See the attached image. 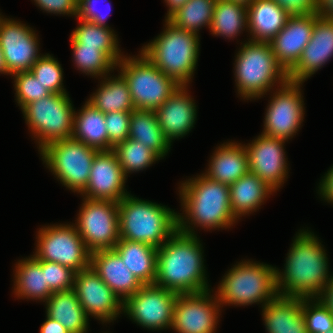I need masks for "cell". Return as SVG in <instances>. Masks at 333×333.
<instances>
[{
	"label": "cell",
	"instance_id": "cell-7",
	"mask_svg": "<svg viewBox=\"0 0 333 333\" xmlns=\"http://www.w3.org/2000/svg\"><path fill=\"white\" fill-rule=\"evenodd\" d=\"M215 296L220 306L252 305L262 303V306L273 301L277 296L276 267L250 260L234 265L223 276Z\"/></svg>",
	"mask_w": 333,
	"mask_h": 333
},
{
	"label": "cell",
	"instance_id": "cell-18",
	"mask_svg": "<svg viewBox=\"0 0 333 333\" xmlns=\"http://www.w3.org/2000/svg\"><path fill=\"white\" fill-rule=\"evenodd\" d=\"M285 141L261 133L255 140L245 145L249 172L257 175L275 192L288 177Z\"/></svg>",
	"mask_w": 333,
	"mask_h": 333
},
{
	"label": "cell",
	"instance_id": "cell-33",
	"mask_svg": "<svg viewBox=\"0 0 333 333\" xmlns=\"http://www.w3.org/2000/svg\"><path fill=\"white\" fill-rule=\"evenodd\" d=\"M103 77L100 87L87 100L91 105L106 114L109 112H132L135 107L132 103L128 84L124 77ZM109 78V79H108Z\"/></svg>",
	"mask_w": 333,
	"mask_h": 333
},
{
	"label": "cell",
	"instance_id": "cell-4",
	"mask_svg": "<svg viewBox=\"0 0 333 333\" xmlns=\"http://www.w3.org/2000/svg\"><path fill=\"white\" fill-rule=\"evenodd\" d=\"M118 215L120 239L159 248L177 231V212L130 194L118 202Z\"/></svg>",
	"mask_w": 333,
	"mask_h": 333
},
{
	"label": "cell",
	"instance_id": "cell-44",
	"mask_svg": "<svg viewBox=\"0 0 333 333\" xmlns=\"http://www.w3.org/2000/svg\"><path fill=\"white\" fill-rule=\"evenodd\" d=\"M100 0H78L77 1V19H81L84 21H89L94 24L100 25L102 27L111 28L106 24V19L109 16V13L106 14L101 13L98 11L96 4L99 3ZM102 2L107 3L105 0ZM111 6V3L109 4ZM108 10L111 11L109 6Z\"/></svg>",
	"mask_w": 333,
	"mask_h": 333
},
{
	"label": "cell",
	"instance_id": "cell-34",
	"mask_svg": "<svg viewBox=\"0 0 333 333\" xmlns=\"http://www.w3.org/2000/svg\"><path fill=\"white\" fill-rule=\"evenodd\" d=\"M79 26L70 36L72 47H90L103 51L115 64L122 58L114 30L78 19Z\"/></svg>",
	"mask_w": 333,
	"mask_h": 333
},
{
	"label": "cell",
	"instance_id": "cell-26",
	"mask_svg": "<svg viewBox=\"0 0 333 333\" xmlns=\"http://www.w3.org/2000/svg\"><path fill=\"white\" fill-rule=\"evenodd\" d=\"M251 41L269 43L290 17L274 0H254L248 7Z\"/></svg>",
	"mask_w": 333,
	"mask_h": 333
},
{
	"label": "cell",
	"instance_id": "cell-30",
	"mask_svg": "<svg viewBox=\"0 0 333 333\" xmlns=\"http://www.w3.org/2000/svg\"><path fill=\"white\" fill-rule=\"evenodd\" d=\"M74 113L72 138L97 150H109V140L105 114L85 102L78 114Z\"/></svg>",
	"mask_w": 333,
	"mask_h": 333
},
{
	"label": "cell",
	"instance_id": "cell-3",
	"mask_svg": "<svg viewBox=\"0 0 333 333\" xmlns=\"http://www.w3.org/2000/svg\"><path fill=\"white\" fill-rule=\"evenodd\" d=\"M179 189L185 212L183 216L177 213V230L180 232L197 235L190 224L211 230L230 228L236 223L237 218L231 211L228 185L201 174L183 182Z\"/></svg>",
	"mask_w": 333,
	"mask_h": 333
},
{
	"label": "cell",
	"instance_id": "cell-24",
	"mask_svg": "<svg viewBox=\"0 0 333 333\" xmlns=\"http://www.w3.org/2000/svg\"><path fill=\"white\" fill-rule=\"evenodd\" d=\"M262 308L268 333H308L302 314V297L278 295Z\"/></svg>",
	"mask_w": 333,
	"mask_h": 333
},
{
	"label": "cell",
	"instance_id": "cell-20",
	"mask_svg": "<svg viewBox=\"0 0 333 333\" xmlns=\"http://www.w3.org/2000/svg\"><path fill=\"white\" fill-rule=\"evenodd\" d=\"M333 57V19L315 14L312 37L299 61L288 71L289 81L303 83Z\"/></svg>",
	"mask_w": 333,
	"mask_h": 333
},
{
	"label": "cell",
	"instance_id": "cell-47",
	"mask_svg": "<svg viewBox=\"0 0 333 333\" xmlns=\"http://www.w3.org/2000/svg\"><path fill=\"white\" fill-rule=\"evenodd\" d=\"M318 193L328 203L333 204V166L327 171L319 183Z\"/></svg>",
	"mask_w": 333,
	"mask_h": 333
},
{
	"label": "cell",
	"instance_id": "cell-9",
	"mask_svg": "<svg viewBox=\"0 0 333 333\" xmlns=\"http://www.w3.org/2000/svg\"><path fill=\"white\" fill-rule=\"evenodd\" d=\"M26 124L37 138L39 152L47 145L73 134L74 113L67 93L50 94L22 108Z\"/></svg>",
	"mask_w": 333,
	"mask_h": 333
},
{
	"label": "cell",
	"instance_id": "cell-48",
	"mask_svg": "<svg viewBox=\"0 0 333 333\" xmlns=\"http://www.w3.org/2000/svg\"><path fill=\"white\" fill-rule=\"evenodd\" d=\"M46 321L41 325L40 333H70L58 321L46 315Z\"/></svg>",
	"mask_w": 333,
	"mask_h": 333
},
{
	"label": "cell",
	"instance_id": "cell-42",
	"mask_svg": "<svg viewBox=\"0 0 333 333\" xmlns=\"http://www.w3.org/2000/svg\"><path fill=\"white\" fill-rule=\"evenodd\" d=\"M42 270L45 272L46 285L53 293L69 291L74 288L76 272L71 268L59 263L42 260Z\"/></svg>",
	"mask_w": 333,
	"mask_h": 333
},
{
	"label": "cell",
	"instance_id": "cell-16",
	"mask_svg": "<svg viewBox=\"0 0 333 333\" xmlns=\"http://www.w3.org/2000/svg\"><path fill=\"white\" fill-rule=\"evenodd\" d=\"M38 41L35 31L28 25L4 17L0 20V47L11 75L31 70L42 56Z\"/></svg>",
	"mask_w": 333,
	"mask_h": 333
},
{
	"label": "cell",
	"instance_id": "cell-41",
	"mask_svg": "<svg viewBox=\"0 0 333 333\" xmlns=\"http://www.w3.org/2000/svg\"><path fill=\"white\" fill-rule=\"evenodd\" d=\"M16 101L22 109L25 105L49 96L51 93L35 78L31 71L14 75Z\"/></svg>",
	"mask_w": 333,
	"mask_h": 333
},
{
	"label": "cell",
	"instance_id": "cell-46",
	"mask_svg": "<svg viewBox=\"0 0 333 333\" xmlns=\"http://www.w3.org/2000/svg\"><path fill=\"white\" fill-rule=\"evenodd\" d=\"M35 4L47 13L77 15V0H34Z\"/></svg>",
	"mask_w": 333,
	"mask_h": 333
},
{
	"label": "cell",
	"instance_id": "cell-6",
	"mask_svg": "<svg viewBox=\"0 0 333 333\" xmlns=\"http://www.w3.org/2000/svg\"><path fill=\"white\" fill-rule=\"evenodd\" d=\"M235 59V84L243 99L264 96L278 83L289 81L288 72L277 61L270 43L248 40Z\"/></svg>",
	"mask_w": 333,
	"mask_h": 333
},
{
	"label": "cell",
	"instance_id": "cell-25",
	"mask_svg": "<svg viewBox=\"0 0 333 333\" xmlns=\"http://www.w3.org/2000/svg\"><path fill=\"white\" fill-rule=\"evenodd\" d=\"M209 168L203 173L208 178L230 186L249 172L248 155L245 144L227 142L213 153Z\"/></svg>",
	"mask_w": 333,
	"mask_h": 333
},
{
	"label": "cell",
	"instance_id": "cell-40",
	"mask_svg": "<svg viewBox=\"0 0 333 333\" xmlns=\"http://www.w3.org/2000/svg\"><path fill=\"white\" fill-rule=\"evenodd\" d=\"M302 314L308 333H326L333 328V314L318 297H302Z\"/></svg>",
	"mask_w": 333,
	"mask_h": 333
},
{
	"label": "cell",
	"instance_id": "cell-54",
	"mask_svg": "<svg viewBox=\"0 0 333 333\" xmlns=\"http://www.w3.org/2000/svg\"><path fill=\"white\" fill-rule=\"evenodd\" d=\"M326 333H333V328L329 331H327Z\"/></svg>",
	"mask_w": 333,
	"mask_h": 333
},
{
	"label": "cell",
	"instance_id": "cell-45",
	"mask_svg": "<svg viewBox=\"0 0 333 333\" xmlns=\"http://www.w3.org/2000/svg\"><path fill=\"white\" fill-rule=\"evenodd\" d=\"M291 16L317 14V0H274Z\"/></svg>",
	"mask_w": 333,
	"mask_h": 333
},
{
	"label": "cell",
	"instance_id": "cell-29",
	"mask_svg": "<svg viewBox=\"0 0 333 333\" xmlns=\"http://www.w3.org/2000/svg\"><path fill=\"white\" fill-rule=\"evenodd\" d=\"M229 189L231 211L237 219L259 209L264 200L275 192L252 172L232 183Z\"/></svg>",
	"mask_w": 333,
	"mask_h": 333
},
{
	"label": "cell",
	"instance_id": "cell-27",
	"mask_svg": "<svg viewBox=\"0 0 333 333\" xmlns=\"http://www.w3.org/2000/svg\"><path fill=\"white\" fill-rule=\"evenodd\" d=\"M113 250L142 285L154 284L157 272V248L143 242L120 239Z\"/></svg>",
	"mask_w": 333,
	"mask_h": 333
},
{
	"label": "cell",
	"instance_id": "cell-37",
	"mask_svg": "<svg viewBox=\"0 0 333 333\" xmlns=\"http://www.w3.org/2000/svg\"><path fill=\"white\" fill-rule=\"evenodd\" d=\"M112 150L126 177L127 174L144 170L160 160L152 150L131 138L116 144Z\"/></svg>",
	"mask_w": 333,
	"mask_h": 333
},
{
	"label": "cell",
	"instance_id": "cell-38",
	"mask_svg": "<svg viewBox=\"0 0 333 333\" xmlns=\"http://www.w3.org/2000/svg\"><path fill=\"white\" fill-rule=\"evenodd\" d=\"M74 63L78 70L86 75L106 76L116 64L100 49L90 47H72Z\"/></svg>",
	"mask_w": 333,
	"mask_h": 333
},
{
	"label": "cell",
	"instance_id": "cell-17",
	"mask_svg": "<svg viewBox=\"0 0 333 333\" xmlns=\"http://www.w3.org/2000/svg\"><path fill=\"white\" fill-rule=\"evenodd\" d=\"M73 290L88 317L91 315L102 323H107L116 320L123 312L121 299L91 266L75 274Z\"/></svg>",
	"mask_w": 333,
	"mask_h": 333
},
{
	"label": "cell",
	"instance_id": "cell-39",
	"mask_svg": "<svg viewBox=\"0 0 333 333\" xmlns=\"http://www.w3.org/2000/svg\"><path fill=\"white\" fill-rule=\"evenodd\" d=\"M58 60L50 54L42 55L31 67L35 78L51 94L67 93L63 86V71Z\"/></svg>",
	"mask_w": 333,
	"mask_h": 333
},
{
	"label": "cell",
	"instance_id": "cell-14",
	"mask_svg": "<svg viewBox=\"0 0 333 333\" xmlns=\"http://www.w3.org/2000/svg\"><path fill=\"white\" fill-rule=\"evenodd\" d=\"M302 84L288 81L278 86L267 106L262 134L286 141L293 138L304 118Z\"/></svg>",
	"mask_w": 333,
	"mask_h": 333
},
{
	"label": "cell",
	"instance_id": "cell-2",
	"mask_svg": "<svg viewBox=\"0 0 333 333\" xmlns=\"http://www.w3.org/2000/svg\"><path fill=\"white\" fill-rule=\"evenodd\" d=\"M197 235L177 230L157 248V272L154 284L178 294L210 290Z\"/></svg>",
	"mask_w": 333,
	"mask_h": 333
},
{
	"label": "cell",
	"instance_id": "cell-10",
	"mask_svg": "<svg viewBox=\"0 0 333 333\" xmlns=\"http://www.w3.org/2000/svg\"><path fill=\"white\" fill-rule=\"evenodd\" d=\"M98 151L71 137L47 145L40 155L62 185L81 194L89 181L92 162Z\"/></svg>",
	"mask_w": 333,
	"mask_h": 333
},
{
	"label": "cell",
	"instance_id": "cell-50",
	"mask_svg": "<svg viewBox=\"0 0 333 333\" xmlns=\"http://www.w3.org/2000/svg\"><path fill=\"white\" fill-rule=\"evenodd\" d=\"M317 14L323 18L333 19V0H317Z\"/></svg>",
	"mask_w": 333,
	"mask_h": 333
},
{
	"label": "cell",
	"instance_id": "cell-49",
	"mask_svg": "<svg viewBox=\"0 0 333 333\" xmlns=\"http://www.w3.org/2000/svg\"><path fill=\"white\" fill-rule=\"evenodd\" d=\"M318 298L333 314V276Z\"/></svg>",
	"mask_w": 333,
	"mask_h": 333
},
{
	"label": "cell",
	"instance_id": "cell-1",
	"mask_svg": "<svg viewBox=\"0 0 333 333\" xmlns=\"http://www.w3.org/2000/svg\"><path fill=\"white\" fill-rule=\"evenodd\" d=\"M284 271L276 268V286L279 296L318 297L332 278L327 254L311 231L296 234L287 254Z\"/></svg>",
	"mask_w": 333,
	"mask_h": 333
},
{
	"label": "cell",
	"instance_id": "cell-5",
	"mask_svg": "<svg viewBox=\"0 0 333 333\" xmlns=\"http://www.w3.org/2000/svg\"><path fill=\"white\" fill-rule=\"evenodd\" d=\"M199 42L198 34L179 29L165 19L163 32L140 52L180 86H188L198 61Z\"/></svg>",
	"mask_w": 333,
	"mask_h": 333
},
{
	"label": "cell",
	"instance_id": "cell-52",
	"mask_svg": "<svg viewBox=\"0 0 333 333\" xmlns=\"http://www.w3.org/2000/svg\"><path fill=\"white\" fill-rule=\"evenodd\" d=\"M0 73L11 75L7 70L4 54L1 50V47H0Z\"/></svg>",
	"mask_w": 333,
	"mask_h": 333
},
{
	"label": "cell",
	"instance_id": "cell-31",
	"mask_svg": "<svg viewBox=\"0 0 333 333\" xmlns=\"http://www.w3.org/2000/svg\"><path fill=\"white\" fill-rule=\"evenodd\" d=\"M14 278V293L18 298L36 299L45 302L53 294L46 285L42 260H38L32 255L18 261Z\"/></svg>",
	"mask_w": 333,
	"mask_h": 333
},
{
	"label": "cell",
	"instance_id": "cell-23",
	"mask_svg": "<svg viewBox=\"0 0 333 333\" xmlns=\"http://www.w3.org/2000/svg\"><path fill=\"white\" fill-rule=\"evenodd\" d=\"M90 266L123 303L143 286L113 249L91 252Z\"/></svg>",
	"mask_w": 333,
	"mask_h": 333
},
{
	"label": "cell",
	"instance_id": "cell-11",
	"mask_svg": "<svg viewBox=\"0 0 333 333\" xmlns=\"http://www.w3.org/2000/svg\"><path fill=\"white\" fill-rule=\"evenodd\" d=\"M36 252L38 260L59 263L76 273L90 266L91 252L86 248L75 225L56 224L38 231Z\"/></svg>",
	"mask_w": 333,
	"mask_h": 333
},
{
	"label": "cell",
	"instance_id": "cell-36",
	"mask_svg": "<svg viewBox=\"0 0 333 333\" xmlns=\"http://www.w3.org/2000/svg\"><path fill=\"white\" fill-rule=\"evenodd\" d=\"M216 0H188L167 20L175 27L198 34L199 29L212 22Z\"/></svg>",
	"mask_w": 333,
	"mask_h": 333
},
{
	"label": "cell",
	"instance_id": "cell-13",
	"mask_svg": "<svg viewBox=\"0 0 333 333\" xmlns=\"http://www.w3.org/2000/svg\"><path fill=\"white\" fill-rule=\"evenodd\" d=\"M178 293L155 284L143 285L123 303V312L149 330L171 328Z\"/></svg>",
	"mask_w": 333,
	"mask_h": 333
},
{
	"label": "cell",
	"instance_id": "cell-53",
	"mask_svg": "<svg viewBox=\"0 0 333 333\" xmlns=\"http://www.w3.org/2000/svg\"><path fill=\"white\" fill-rule=\"evenodd\" d=\"M237 4L244 5L245 7H248L254 0H231Z\"/></svg>",
	"mask_w": 333,
	"mask_h": 333
},
{
	"label": "cell",
	"instance_id": "cell-19",
	"mask_svg": "<svg viewBox=\"0 0 333 333\" xmlns=\"http://www.w3.org/2000/svg\"><path fill=\"white\" fill-rule=\"evenodd\" d=\"M125 180L127 178L114 151L100 150L93 159L89 181L81 194L86 199L119 202L129 194Z\"/></svg>",
	"mask_w": 333,
	"mask_h": 333
},
{
	"label": "cell",
	"instance_id": "cell-22",
	"mask_svg": "<svg viewBox=\"0 0 333 333\" xmlns=\"http://www.w3.org/2000/svg\"><path fill=\"white\" fill-rule=\"evenodd\" d=\"M194 100L187 92V86H180L155 113L164 137L172 140L186 136L194 127L197 110Z\"/></svg>",
	"mask_w": 333,
	"mask_h": 333
},
{
	"label": "cell",
	"instance_id": "cell-32",
	"mask_svg": "<svg viewBox=\"0 0 333 333\" xmlns=\"http://www.w3.org/2000/svg\"><path fill=\"white\" fill-rule=\"evenodd\" d=\"M152 150L160 159L167 155L171 144L164 137L153 110H133L130 118L129 137Z\"/></svg>",
	"mask_w": 333,
	"mask_h": 333
},
{
	"label": "cell",
	"instance_id": "cell-28",
	"mask_svg": "<svg viewBox=\"0 0 333 333\" xmlns=\"http://www.w3.org/2000/svg\"><path fill=\"white\" fill-rule=\"evenodd\" d=\"M46 303V315L58 321L70 333H87L89 317L72 289L53 293Z\"/></svg>",
	"mask_w": 333,
	"mask_h": 333
},
{
	"label": "cell",
	"instance_id": "cell-21",
	"mask_svg": "<svg viewBox=\"0 0 333 333\" xmlns=\"http://www.w3.org/2000/svg\"><path fill=\"white\" fill-rule=\"evenodd\" d=\"M314 24L315 14L291 16L269 42L277 61L287 72L299 61L312 37Z\"/></svg>",
	"mask_w": 333,
	"mask_h": 333
},
{
	"label": "cell",
	"instance_id": "cell-15",
	"mask_svg": "<svg viewBox=\"0 0 333 333\" xmlns=\"http://www.w3.org/2000/svg\"><path fill=\"white\" fill-rule=\"evenodd\" d=\"M210 293L178 294L171 328L178 333H215L221 306Z\"/></svg>",
	"mask_w": 333,
	"mask_h": 333
},
{
	"label": "cell",
	"instance_id": "cell-35",
	"mask_svg": "<svg viewBox=\"0 0 333 333\" xmlns=\"http://www.w3.org/2000/svg\"><path fill=\"white\" fill-rule=\"evenodd\" d=\"M245 28L248 30L247 7L231 0H216L210 24L213 35L232 39Z\"/></svg>",
	"mask_w": 333,
	"mask_h": 333
},
{
	"label": "cell",
	"instance_id": "cell-12",
	"mask_svg": "<svg viewBox=\"0 0 333 333\" xmlns=\"http://www.w3.org/2000/svg\"><path fill=\"white\" fill-rule=\"evenodd\" d=\"M74 224L90 252L113 249L120 240L118 202L83 198Z\"/></svg>",
	"mask_w": 333,
	"mask_h": 333
},
{
	"label": "cell",
	"instance_id": "cell-51",
	"mask_svg": "<svg viewBox=\"0 0 333 333\" xmlns=\"http://www.w3.org/2000/svg\"><path fill=\"white\" fill-rule=\"evenodd\" d=\"M167 3L168 12L165 19H168L174 12L183 6L188 0H164Z\"/></svg>",
	"mask_w": 333,
	"mask_h": 333
},
{
	"label": "cell",
	"instance_id": "cell-43",
	"mask_svg": "<svg viewBox=\"0 0 333 333\" xmlns=\"http://www.w3.org/2000/svg\"><path fill=\"white\" fill-rule=\"evenodd\" d=\"M131 112H109L105 114L109 150L129 137Z\"/></svg>",
	"mask_w": 333,
	"mask_h": 333
},
{
	"label": "cell",
	"instance_id": "cell-8",
	"mask_svg": "<svg viewBox=\"0 0 333 333\" xmlns=\"http://www.w3.org/2000/svg\"><path fill=\"white\" fill-rule=\"evenodd\" d=\"M117 66L128 84L132 103L137 110L155 111L180 87L142 52L136 57L123 55Z\"/></svg>",
	"mask_w": 333,
	"mask_h": 333
}]
</instances>
